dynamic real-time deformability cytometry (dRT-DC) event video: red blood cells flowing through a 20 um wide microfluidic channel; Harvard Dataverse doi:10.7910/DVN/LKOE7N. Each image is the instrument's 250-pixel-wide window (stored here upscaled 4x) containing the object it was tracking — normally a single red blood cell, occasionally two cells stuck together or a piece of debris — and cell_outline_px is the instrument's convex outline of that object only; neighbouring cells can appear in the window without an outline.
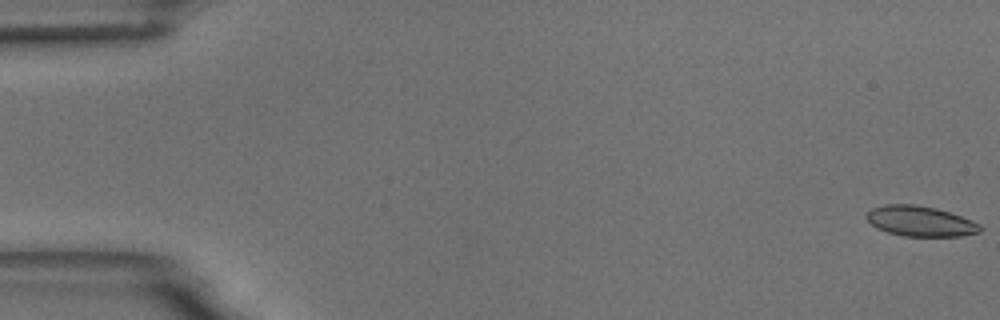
{"species": "common noctule bat (a hibernating species)", "species_latin": "Nyctalus noctula", "temperature_condition": "room temperature", "stored_images_in_passage": 8, "camera_frame_rate_fps": 3000, "um_per_image_px": 0.085, "animal": {"sex": "male", "body_mass_g": 18.8}, "frame": {"image": 1, "passage_image": 1, "time_ms": 0.0, "image_size_px": [1000, 320], "cell_outline_px": [[984, 228], [980, 232], [960, 236], [904, 236], [888, 232], [876, 228], [864, 216], [872, 208], [884, 204], [916, 204], [936, 208], [960, 216], [980, 224]], "centroid_in_image_um": [78.21, 18.8], "position_along_channel_um": 6.8, "area_um2": 20.06}}